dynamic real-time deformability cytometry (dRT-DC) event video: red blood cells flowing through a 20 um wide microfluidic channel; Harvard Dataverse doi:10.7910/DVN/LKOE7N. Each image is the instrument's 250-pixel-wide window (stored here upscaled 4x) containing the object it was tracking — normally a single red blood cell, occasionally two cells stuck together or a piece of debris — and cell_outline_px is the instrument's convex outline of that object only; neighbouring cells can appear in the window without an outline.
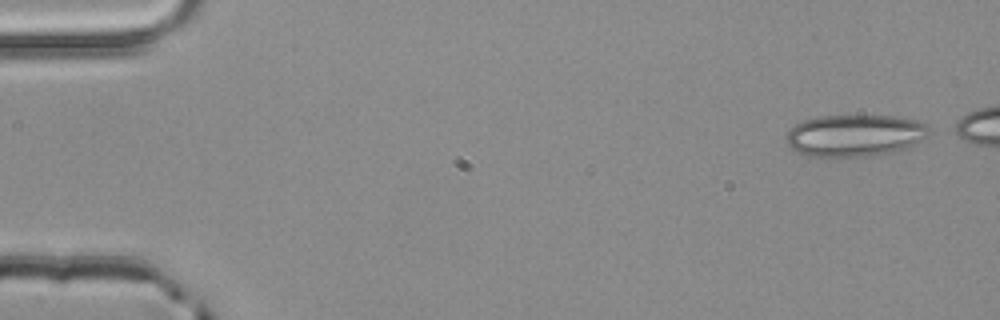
{"species": "common noctule bat (a hibernating species)", "species_latin": "Nyctalus noctula", "temperature_condition": "room temperature", "stored_images_in_passage": 5, "camera_frame_rate_fps": 3000, "um_per_image_px": 0.085, "animal": {"sex": "male", "body_mass_g": 20.4}, "frame": {"image": 1, "passage_image": 1, "time_ms": 0.0, "image_size_px": [1000, 320], "cell_outline_px": [[928, 136], [908, 148], [892, 152], [840, 160], [812, 156], [800, 152], [792, 148], [788, 144], [788, 128], [804, 120], [820, 116], [896, 116], [916, 120], [928, 124]], "centroid_in_image_um": [72.68, 11.54], "position_along_channel_um": 12.3, "area_um2": 35.37}}